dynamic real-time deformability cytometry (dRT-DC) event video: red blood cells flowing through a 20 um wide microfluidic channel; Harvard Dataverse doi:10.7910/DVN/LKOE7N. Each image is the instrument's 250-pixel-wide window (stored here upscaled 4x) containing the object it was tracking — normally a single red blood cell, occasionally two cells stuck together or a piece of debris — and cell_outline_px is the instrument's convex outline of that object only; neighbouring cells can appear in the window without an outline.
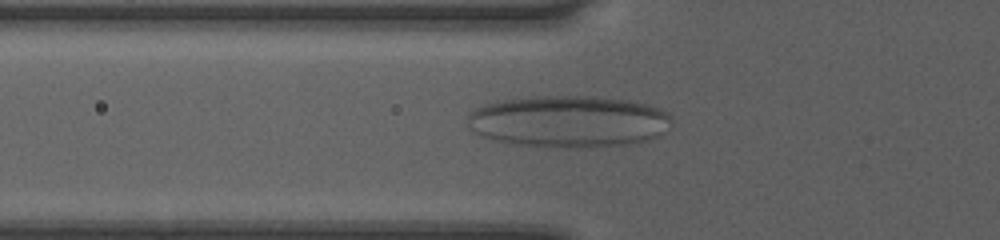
{"species": "human", "species_latin": "Homo sapiens", "temperature_condition": "room temperature", "stored_images_in_passage": 48, "segment_of_instrument_passage": [1, 2], "camera_frame_rate_fps": 3000, "um_per_image_px": 0.085, "donor": {"sex": "female"}, "frame": {"image": 1, "passage_image": 16, "time_ms": 5.0, "image_size_px": [1000, 240], "cell_outline_px": [[668, 120], [656, 136], [644, 140], [628, 144], [588, 148], [564, 148], [508, 144], [492, 140], [480, 136], [472, 132], [468, 128], [468, 112], [484, 104], [504, 100], [532, 96], [592, 96], [628, 100], [644, 104], [656, 108], [664, 112], [668, 116]], "centroid_in_image_um": [48.16, 10.34], "position_along_channel_um": 77.6, "area_um2": 61.5}}
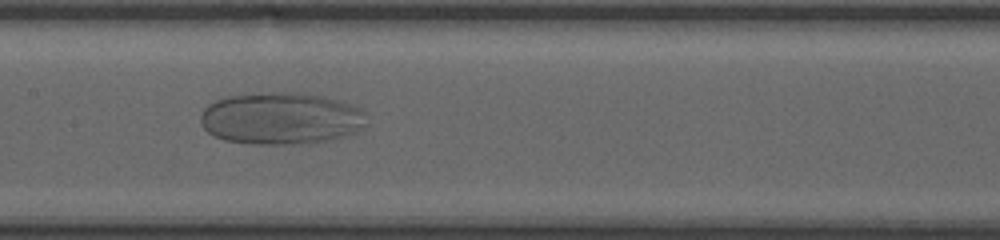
{"frame": {"image": 2, "passage_image": 24, "time_ms": 7.667, "image_size_px": [1000, 240], "cell_outline_px": [[364, 124], [352, 132], [340, 136], [324, 140], [292, 144], [252, 144], [224, 140], [208, 132], [204, 128], [200, 120], [200, 116], [204, 108], [208, 104], [216, 100], [228, 96], [268, 92], [300, 92], [320, 96], [336, 100], [360, 108], [364, 112]], "centroid_in_image_um": [23.79, 10.05], "position_along_channel_um": 183.6, "area_um2": 49.65}}
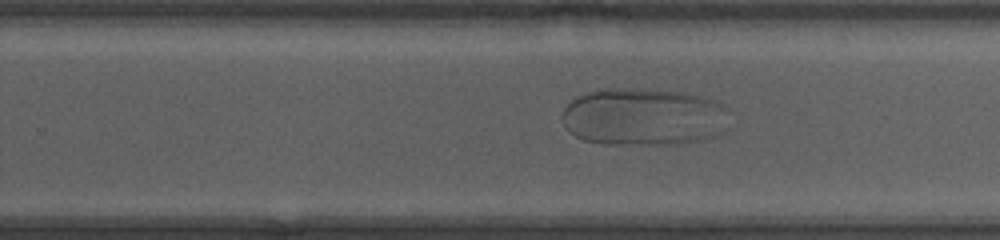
{"frame": {"image": 3, "passage_image": 31, "time_ms": 10.0, "image_size_px": [1000, 240], "cell_outline_px": [[720, 132], [716, 136], [696, 140], [672, 144], [600, 144], [584, 140], [568, 132], [564, 124], [564, 108], [572, 100], [588, 92], [600, 88], [620, 88], [680, 92], [700, 96], [712, 100], [720, 104]], "centroid_in_image_um": [54.53, 9.94], "position_along_channel_um": 275.3, "area_um2": 54.56}}